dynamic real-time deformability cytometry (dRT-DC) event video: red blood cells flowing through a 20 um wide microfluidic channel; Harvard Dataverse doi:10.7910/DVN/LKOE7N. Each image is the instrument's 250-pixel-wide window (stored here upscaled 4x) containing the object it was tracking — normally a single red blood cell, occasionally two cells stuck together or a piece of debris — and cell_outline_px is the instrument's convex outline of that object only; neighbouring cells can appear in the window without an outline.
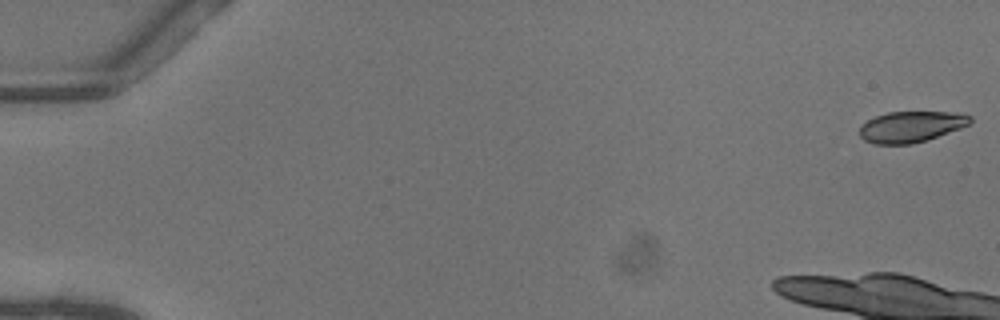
{"species": "common noctule bat (a hibernating species)", "species_latin": "Nyctalus noctula", "temperature_condition": "warm", "stored_images_in_passage": 13, "camera_frame_rate_fps": 3000, "um_per_image_px": 0.085, "animal": {"sex": "female"}, "frame": {"image": 1, "passage_image": 1, "time_ms": 0.0, "image_size_px": [1000, 320], "cell_outline_px": [[972, 120], [968, 124], [960, 128], [912, 144], [872, 144], [864, 140], [860, 136], [860, 124], [876, 116], [888, 112], [956, 112], [972, 116]], "centroid_in_image_um": [77.4, 10.76], "position_along_channel_um": 7.6, "area_um2": 19.83}}